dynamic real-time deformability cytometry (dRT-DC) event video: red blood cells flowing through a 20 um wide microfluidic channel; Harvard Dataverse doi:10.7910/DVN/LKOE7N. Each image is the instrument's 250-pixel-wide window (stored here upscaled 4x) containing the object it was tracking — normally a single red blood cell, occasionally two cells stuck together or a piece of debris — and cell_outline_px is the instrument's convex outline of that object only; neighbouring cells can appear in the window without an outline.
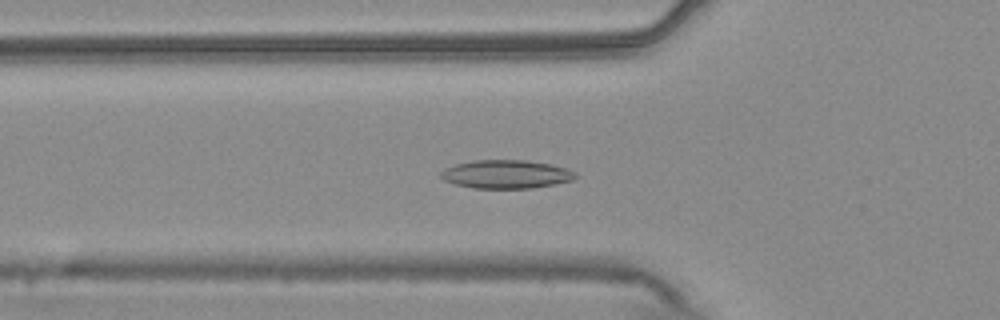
{"species": "common noctule bat (a hibernating species)", "species_latin": "Nyctalus noctula", "temperature_condition": "warm", "stored_images_in_passage": 54, "camera_frame_rate_fps": 3000, "um_per_image_px": 0.085, "animal": {"sex": "male", "body_mass_g": 20.4}, "frame": {"image": 1, "passage_image": 19, "time_ms": 6.0, "image_size_px": [1000, 320], "cell_outline_px": [[576, 176], [572, 180], [556, 184], [532, 188], [472, 188], [456, 184], [444, 180], [440, 176], [440, 172], [444, 168], [456, 164], [472, 160], [524, 160], [552, 164], [576, 172]], "centroid_in_image_um": [43.0, 14.81], "position_along_channel_um": 82.8, "area_um2": 22.31}}
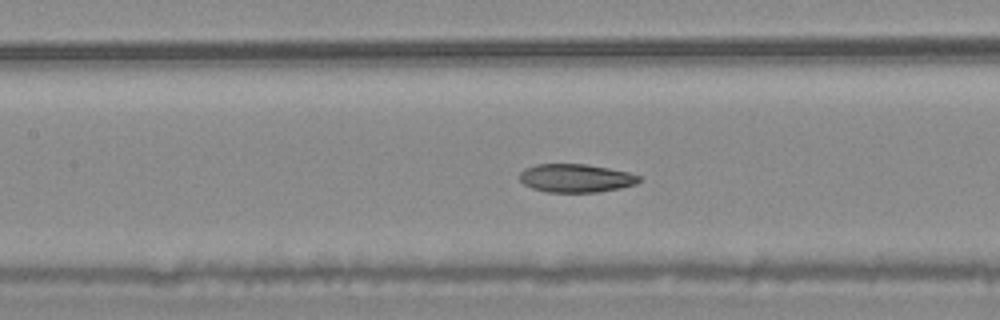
{"frame": {"image": 2, "passage_image": 25, "time_ms": 8.0, "image_size_px": [1000, 320], "cell_outline_px": [[640, 180], [636, 184], [620, 188], [600, 192], [544, 192], [532, 188], [524, 184], [520, 180], [520, 172], [524, 168], [536, 164], [588, 164], [628, 172], [640, 176]], "centroid_in_image_um": [48.93, 15.14], "position_along_channel_um": 158.5, "area_um2": 19.83}}
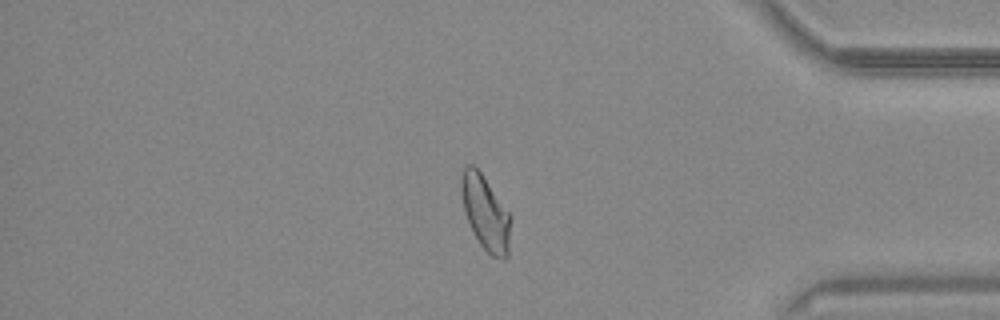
{"frame": {"image": 3, "passage_image": 46, "time_ms": 15.0, "image_size_px": [1000, 320], "cell_outline_px": [[512, 216], [508, 256], [504, 260], [492, 256], [480, 244], [472, 232], [464, 212], [460, 188], [460, 176], [464, 164], [472, 164], [480, 172]], "centroid_in_image_um": [41.26, 18.09], "position_along_channel_um": 393.9, "area_um2": 21.73}, "authors_computed_cell_mechanics": {"area_um2": 21.7328, "velocity_mm_per_s": 3.743, "shape_relaxation_time_tau1_ms": 9.4508, "shape_relaxation_time_tau2_ms": 2.7697, "deformation_change_tau1": 0.1785, "deformation_change_tau2": 0.0837}}